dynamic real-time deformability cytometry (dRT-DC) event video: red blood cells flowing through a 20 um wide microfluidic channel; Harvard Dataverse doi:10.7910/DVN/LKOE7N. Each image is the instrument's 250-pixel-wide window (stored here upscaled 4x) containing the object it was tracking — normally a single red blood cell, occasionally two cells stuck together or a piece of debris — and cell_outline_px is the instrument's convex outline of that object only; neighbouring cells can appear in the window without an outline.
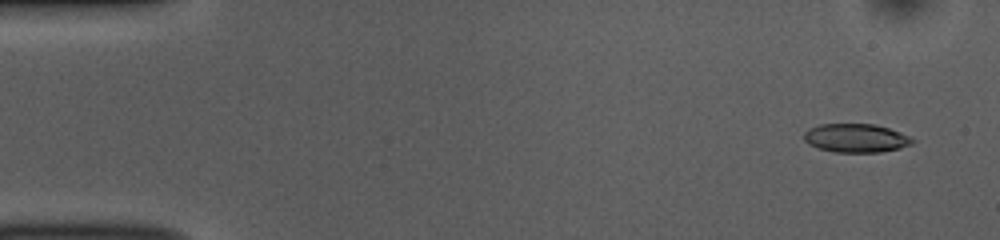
{"species": "common noctule bat (a hibernating species)", "species_latin": "Nyctalus noctula", "temperature_condition": "room temperature", "stored_images_in_passage": 52, "camera_frame_rate_fps": 3000, "um_per_image_px": 0.085, "animal": {"sex": "female", "body_mass_g": 10.0, "forearm_length_mm": 53.1}, "frame": {"image": 1, "passage_image": 3, "time_ms": 0.667, "image_size_px": [1000, 240], "cell_outline_px": [[916, 140], [912, 144], [900, 148], [880, 152], [836, 152], [820, 148], [808, 144], [804, 140], [804, 132], [808, 128], [820, 124], [876, 124], [888, 128], [908, 136]], "centroid_in_image_um": [72.74, 11.73], "position_along_channel_um": 12.3, "area_um2": 18.03}}
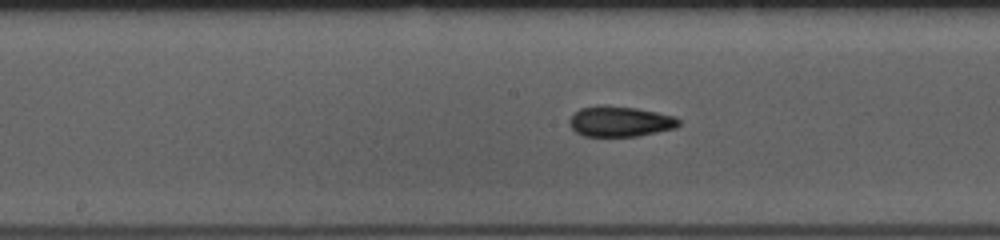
{"frame": {"image": 2, "passage_image": 26, "time_ms": 8.333, "image_size_px": [1000, 240], "cell_outline_px": [[680, 124], [676, 128], [636, 136], [584, 136], [576, 132], [568, 124], [568, 120], [580, 108], [604, 104], [636, 108], [676, 116], [680, 120]], "centroid_in_image_um": [52.7, 10.31], "position_along_channel_um": 195.5, "area_um2": 19.48}}
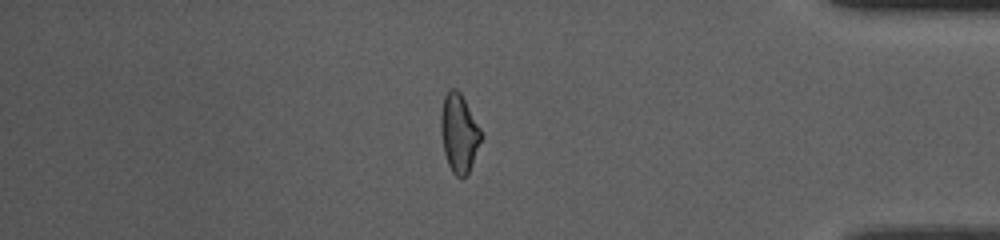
{"frame": {"image": 3, "passage_image": 44, "time_ms": 14.333, "image_size_px": [1000, 240], "cell_outline_px": [[484, 136], [472, 164], [468, 172], [464, 176], [456, 176], [452, 172], [448, 164], [444, 152], [440, 132], [440, 116], [444, 96], [452, 88], [456, 88], [460, 92], [480, 128]], "centroid_in_image_um": [39.02, 11.31], "position_along_channel_um": 396.2, "area_um2": 18.38}, "authors_computed_cell_mechanics": {"area_um2": 18.8428, "velocity_mm_per_s": 3.8637, "shape_relaxation_time_tau1_ms": 3.9243, "shape_relaxation_time_tau2_ms": 3.1266, "deformation_change_tau1": 0.1531, "deformation_change_tau2": 0.1033}}